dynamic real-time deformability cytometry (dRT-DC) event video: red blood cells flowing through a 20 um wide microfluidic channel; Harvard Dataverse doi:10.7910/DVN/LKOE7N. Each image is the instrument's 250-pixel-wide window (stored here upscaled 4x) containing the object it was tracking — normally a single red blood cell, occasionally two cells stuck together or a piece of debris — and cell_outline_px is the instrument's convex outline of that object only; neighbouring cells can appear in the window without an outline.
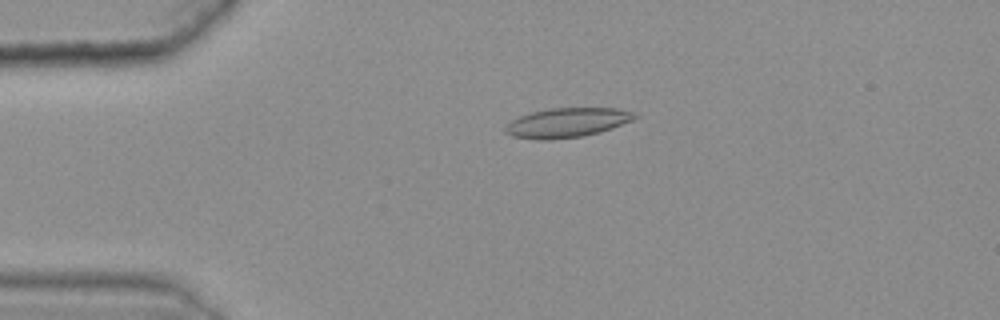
{"species": "common noctule bat (a hibernating species)", "species_latin": "Nyctalus noctula", "temperature_condition": "warm", "stored_images_in_passage": 50, "camera_frame_rate_fps": 3000, "um_per_image_px": 0.085, "animal": {"sex": "female", "body_mass_g": 25.1}, "frame": {"image": 1, "passage_image": 13, "time_ms": 4.0, "image_size_px": [1000, 320], "cell_outline_px": [[640, 116], [632, 120], [612, 128], [580, 136], [552, 140], [536, 140], [512, 136], [504, 132], [504, 128], [512, 120], [520, 116], [532, 112], [548, 108], [616, 108], [636, 112]], "centroid_in_image_um": [48.19, 10.42], "position_along_channel_um": 36.8, "area_um2": 22.2}}
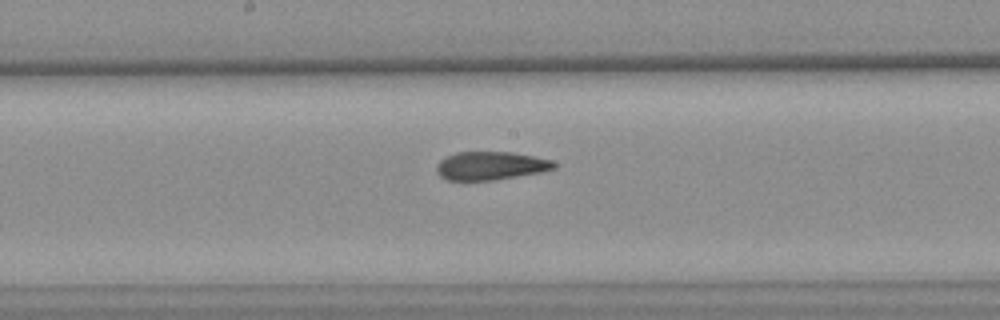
{"frame": {"image": 2, "passage_image": 30, "time_ms": 9.667, "image_size_px": [1000, 320], "cell_outline_px": [[556, 168], [540, 172], [492, 180], [448, 180], [440, 176], [436, 172], [436, 164], [440, 160], [456, 152], [512, 152], [552, 160], [556, 164]], "centroid_in_image_um": [41.68, 14.08], "position_along_channel_um": 206.5, "area_um2": 19.25}}
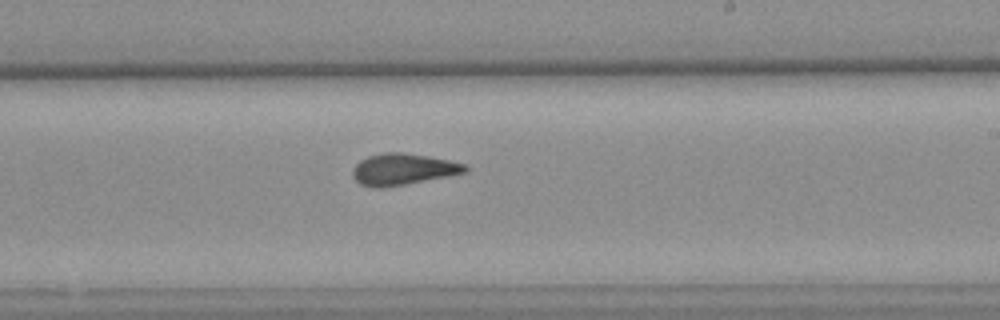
{"frame": {"image": 3, "passage_image": 34, "time_ms": 11.0, "image_size_px": [1000, 320], "cell_outline_px": [[468, 172], [448, 176], [404, 184], [380, 188], [372, 188], [360, 184], [352, 176], [352, 168], [360, 160], [368, 156], [384, 152], [404, 152], [428, 156], [468, 164]], "centroid_in_image_um": [34.25, 14.38], "position_along_channel_um": 254.8, "area_um2": 20.69}, "authors_computed_cell_mechanics": {"area_um2": 20.7502, "velocity_mm_per_s": 3.6241, "shape_relaxation_time_tau1_ms": null, "shape_relaxation_time_tau2_ms": 2.3801, "deformation_change_tau1": null, "deformation_change_tau2": 0.1044}}